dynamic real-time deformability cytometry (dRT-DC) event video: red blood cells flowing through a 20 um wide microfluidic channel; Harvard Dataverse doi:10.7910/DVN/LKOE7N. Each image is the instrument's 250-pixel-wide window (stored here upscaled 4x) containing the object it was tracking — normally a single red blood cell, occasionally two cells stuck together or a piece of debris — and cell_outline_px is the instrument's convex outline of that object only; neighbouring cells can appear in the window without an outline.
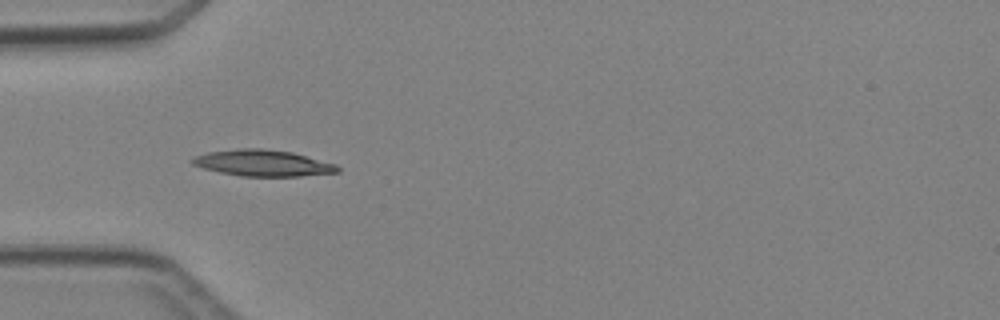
{"species": "Egyptian fruit bat (a non-hibernating species)", "species_latin": "Rousettus aegyptiacus", "temperature_condition": "cold", "stored_images_in_passage": 3, "camera_frame_rate_fps": 3000, "um_per_image_px": 0.085, "animal": {"sex": "female"}, "frame": {"image": 1, "passage_image": 2, "time_ms": 1.0, "image_size_px": [1000, 320], "cell_outline_px": [[340, 172], [300, 176], [240, 176], [220, 172], [204, 168], [192, 164], [188, 160], [196, 156], [208, 152], [240, 148], [260, 148], [292, 152], [336, 164], [340, 168]], "centroid_in_image_um": [22.34, 13.86], "position_along_channel_um": 62.7, "area_um2": 22.2}}
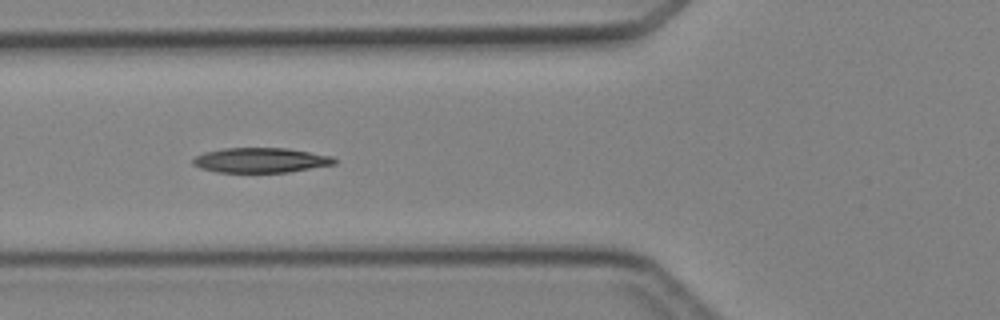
{"frame": {"image": 2, "passage_image": 3, "time_ms": 2.0, "image_size_px": [1000, 320], "cell_outline_px": [[336, 164], [288, 172], [216, 172], [200, 168], [192, 164], [192, 160], [196, 156], [204, 152], [224, 148], [288, 148], [332, 156], [336, 160]], "centroid_in_image_um": [22.15, 13.61], "position_along_channel_um": 103.7, "area_um2": 20.52}}